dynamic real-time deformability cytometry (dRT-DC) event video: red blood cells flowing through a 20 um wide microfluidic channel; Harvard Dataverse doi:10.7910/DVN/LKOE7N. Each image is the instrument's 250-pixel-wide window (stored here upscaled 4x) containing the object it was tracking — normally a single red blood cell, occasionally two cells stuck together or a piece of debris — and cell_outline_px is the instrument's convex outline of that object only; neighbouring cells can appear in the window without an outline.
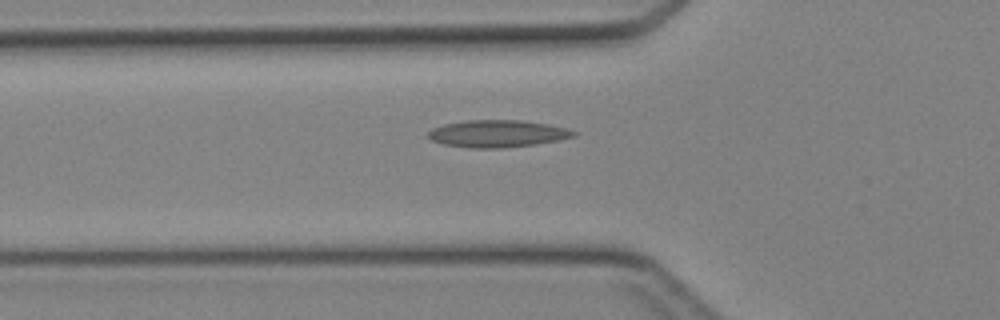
{"species": "Egyptian fruit bat (a non-hibernating species)", "species_latin": "Rousettus aegyptiacus", "temperature_condition": "cold", "stored_images_in_passage": 35, "camera_frame_rate_fps": 3000, "um_per_image_px": 0.085, "animal": {"sex": "female"}, "frame": {"image": 1, "passage_image": 5, "time_ms": 1.333, "image_size_px": [1000, 320], "cell_outline_px": [[576, 136], [560, 140], [536, 144], [500, 148], [472, 148], [444, 144], [432, 140], [428, 136], [428, 132], [432, 128], [444, 124], [468, 120], [520, 120], [548, 124], [564, 128], [576, 132]], "centroid_in_image_um": [42.28, 11.36], "position_along_channel_um": 83.5, "area_um2": 22.89}}
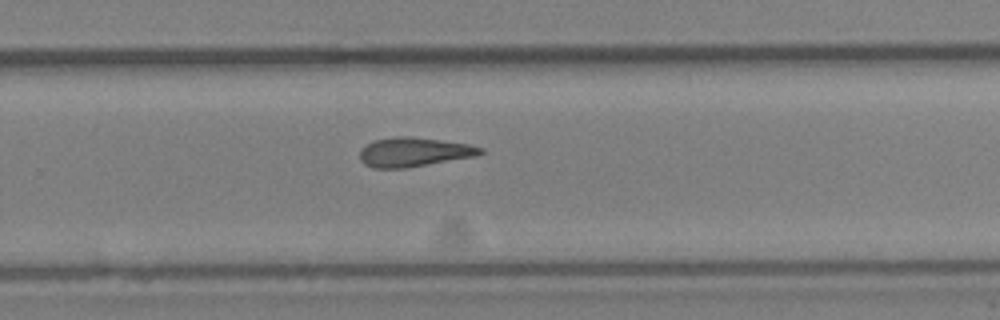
{"frame": {"image": 2, "passage_image": 19, "time_ms": 6.0, "image_size_px": [1000, 320], "cell_outline_px": [[484, 152], [476, 156], [408, 168], [372, 168], [364, 164], [360, 160], [360, 148], [372, 140], [396, 136], [412, 136], [468, 144], [484, 148]], "centroid_in_image_um": [35.15, 12.92], "position_along_channel_um": 294.6, "area_um2": 20.81}}
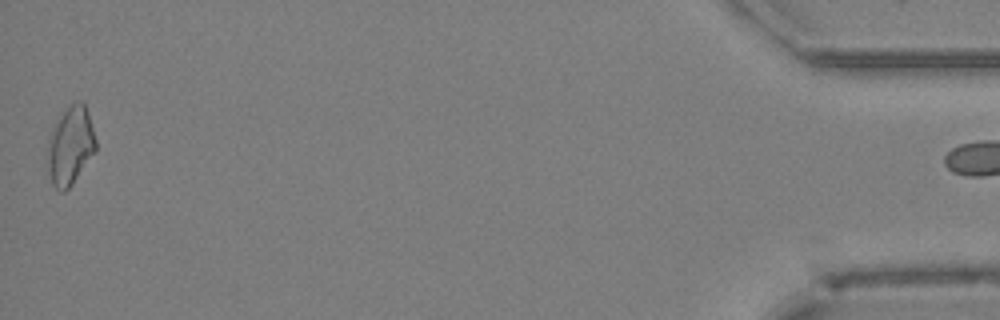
{"frame": {"image": 3, "passage_image": 34, "time_ms": 11.0, "image_size_px": [1000, 320], "cell_outline_px": [[96, 152], [72, 184], [64, 192], [60, 192], [52, 184], [48, 168], [48, 140], [52, 128], [60, 112], [76, 100], [80, 100], [84, 104], [96, 140]], "centroid_in_image_um": [5.97, 12.38], "position_along_channel_um": 429.2, "area_um2": 22.02}}